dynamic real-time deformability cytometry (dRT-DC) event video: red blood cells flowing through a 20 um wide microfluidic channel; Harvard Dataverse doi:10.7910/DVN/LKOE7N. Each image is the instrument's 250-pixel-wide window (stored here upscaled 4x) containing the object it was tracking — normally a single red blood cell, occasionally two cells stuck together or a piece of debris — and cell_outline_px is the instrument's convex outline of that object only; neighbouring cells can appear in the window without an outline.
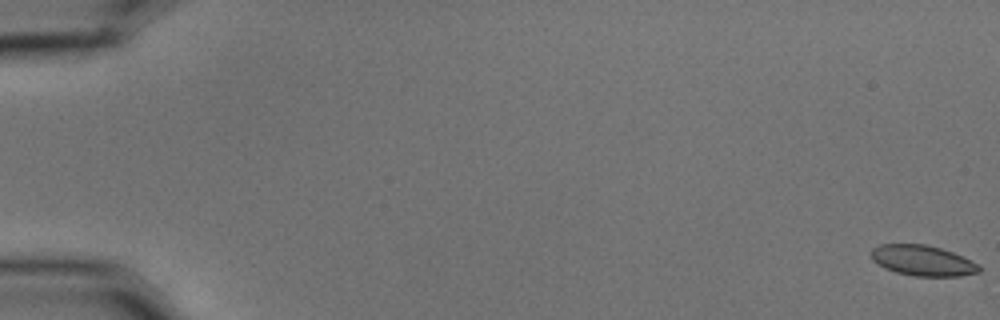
{"species": "common noctule bat (a hibernating species)", "species_latin": "Nyctalus noctula", "temperature_condition": "cold", "stored_images_in_passage": 13, "camera_frame_rate_fps": 3000, "um_per_image_px": 0.085, "animal": {"sex": "male", "body_mass_g": 15.6}, "frame": {"image": 1, "passage_image": 1, "time_ms": 0.0, "image_size_px": [1000, 320], "cell_outline_px": [[980, 272], [976, 276], [916, 276], [896, 272], [884, 268], [872, 260], [872, 248], [880, 244], [924, 244], [940, 248], [952, 252], [976, 264], [980, 268]], "centroid_in_image_um": [78.43, 22.16], "position_along_channel_um": 6.6, "area_um2": 19.13}}